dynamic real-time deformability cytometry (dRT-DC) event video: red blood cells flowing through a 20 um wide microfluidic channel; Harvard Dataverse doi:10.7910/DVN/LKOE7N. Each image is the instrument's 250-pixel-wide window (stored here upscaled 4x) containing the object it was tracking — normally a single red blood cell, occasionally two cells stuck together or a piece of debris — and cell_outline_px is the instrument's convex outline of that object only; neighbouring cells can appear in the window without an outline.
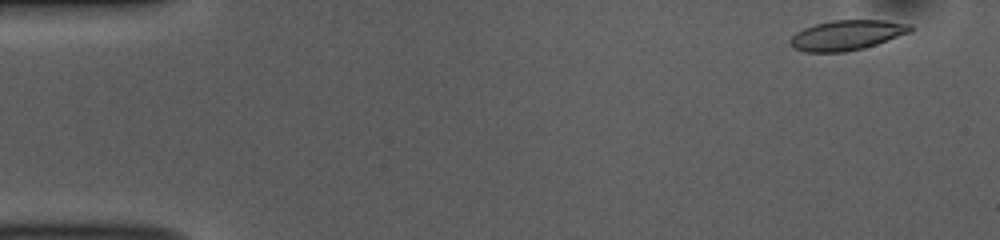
{"species": "common noctule bat (a hibernating species)", "species_latin": "Nyctalus noctula", "temperature_condition": "room temperature", "stored_images_in_passage": 51, "camera_frame_rate_fps": 3000, "um_per_image_px": 0.085, "animal": {"sex": "female", "body_mass_g": 10.0, "forearm_length_mm": 53.1}, "frame": {"image": 1, "passage_image": 2, "time_ms": 0.333, "image_size_px": [1000, 240], "cell_outline_px": [[912, 32], [864, 48], [844, 52], [804, 52], [792, 48], [788, 40], [796, 32], [804, 28], [816, 24], [832, 20], [884, 20], [912, 24]], "centroid_in_image_um": [71.97, 2.99], "position_along_channel_um": 13.0, "area_um2": 21.15}}
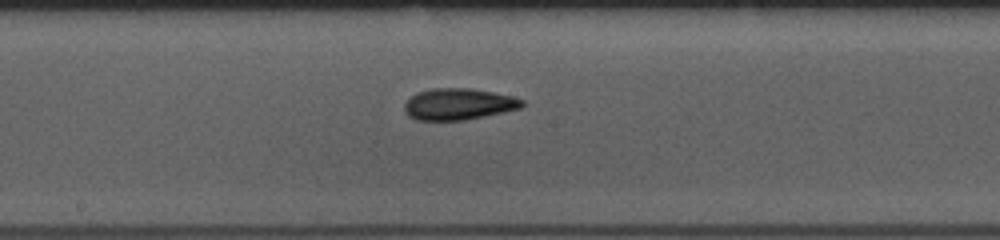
{"frame": {"image": 2, "passage_image": 26, "time_ms": 8.333, "image_size_px": [1000, 240], "cell_outline_px": [[524, 104], [520, 108], [484, 116], [464, 120], [416, 120], [408, 116], [404, 112], [404, 104], [416, 92], [432, 88], [472, 88], [512, 96], [524, 100]], "centroid_in_image_um": [38.94, 8.84], "position_along_channel_um": 209.3, "area_um2": 21.56}}
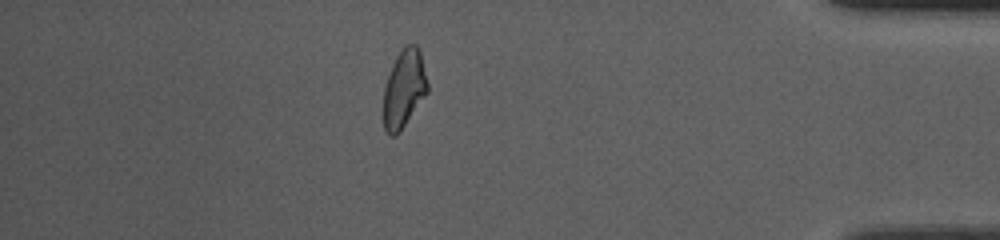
{"frame": {"image": 3, "passage_image": 44, "time_ms": 14.333, "image_size_px": [1000, 240], "cell_outline_px": [[428, 92], [400, 132], [396, 136], [392, 136], [384, 128], [384, 88], [392, 64], [396, 56], [408, 44], [416, 44], [420, 52], [428, 84]], "centroid_in_image_um": [34.35, 7.56], "position_along_channel_um": 400.9, "area_um2": 19.77}, "authors_computed_cell_mechanics": {"area_um2": 20.9236, "velocity_mm_per_s": 3.8451, "shape_relaxation_time_tau1_ms": 4.3161, "shape_relaxation_time_tau2_ms": 4.9794, "deformation_change_tau1": 0.1173, "deformation_change_tau2": 0.1062}}